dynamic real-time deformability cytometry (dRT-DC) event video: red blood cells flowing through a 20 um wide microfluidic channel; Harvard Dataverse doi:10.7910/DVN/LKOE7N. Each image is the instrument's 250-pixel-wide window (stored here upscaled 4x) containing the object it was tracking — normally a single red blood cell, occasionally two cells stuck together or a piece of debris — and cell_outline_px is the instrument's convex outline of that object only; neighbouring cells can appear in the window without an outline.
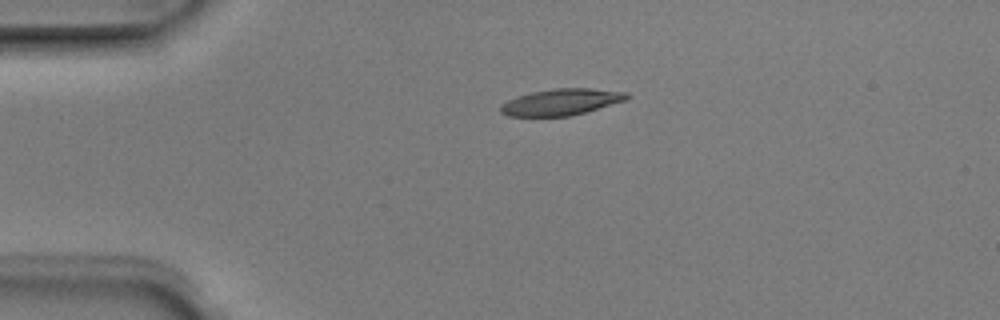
{"species": "Egyptian fruit bat (a non-hibernating species)", "species_latin": "Rousettus aegyptiacus", "temperature_condition": "room temperature", "stored_images_in_passage": 2, "camera_frame_rate_fps": 3000, "um_per_image_px": 0.085, "animal": {"sex": "male"}, "frame": {"image": 1, "passage_image": 1, "time_ms": 0.0, "image_size_px": [1000, 320], "cell_outline_px": [[628, 96], [624, 100], [584, 112], [568, 116], [508, 116], [500, 112], [500, 108], [508, 100], [516, 96], [532, 92], [552, 88], [592, 88], [628, 92]], "centroid_in_image_um": [47.67, 8.66], "position_along_channel_um": 37.3, "area_um2": 19.13}}